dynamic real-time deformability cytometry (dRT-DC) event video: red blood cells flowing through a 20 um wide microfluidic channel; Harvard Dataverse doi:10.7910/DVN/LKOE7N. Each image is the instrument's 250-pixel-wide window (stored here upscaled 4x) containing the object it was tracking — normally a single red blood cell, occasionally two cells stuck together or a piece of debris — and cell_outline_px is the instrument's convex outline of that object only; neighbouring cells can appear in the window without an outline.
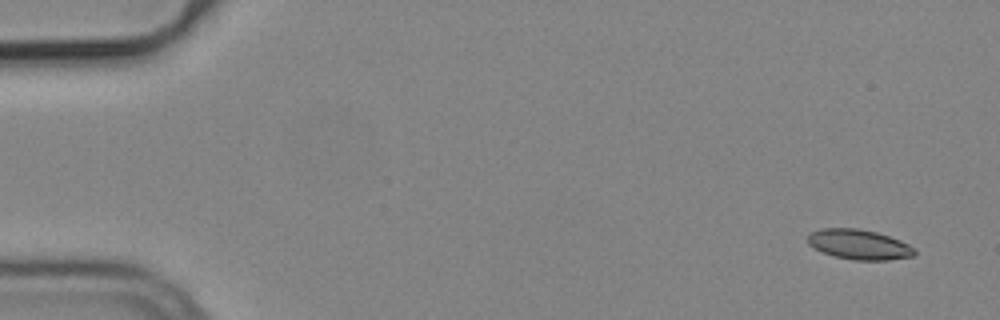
{"species": "common noctule bat (a hibernating species)", "species_latin": "Nyctalus noctula", "temperature_condition": "cold", "stored_images_in_passage": 7, "segment_of_instrument_passage": [1, 2], "camera_frame_rate_fps": 3000, "um_per_image_px": 0.085, "animal": {"sex": "male", "body_mass_g": 19.2, "forearm_length_mm": 51.8}, "frame": {"image": 1, "passage_image": 1, "time_ms": 0.0, "image_size_px": [1000, 320], "cell_outline_px": [[916, 252], [912, 256], [888, 260], [852, 260], [832, 256], [808, 244], [808, 236], [812, 232], [820, 228], [860, 228], [876, 232], [900, 240], [916, 248]], "centroid_in_image_um": [73.03, 20.78], "position_along_channel_um": 12.0, "area_um2": 18.67}}
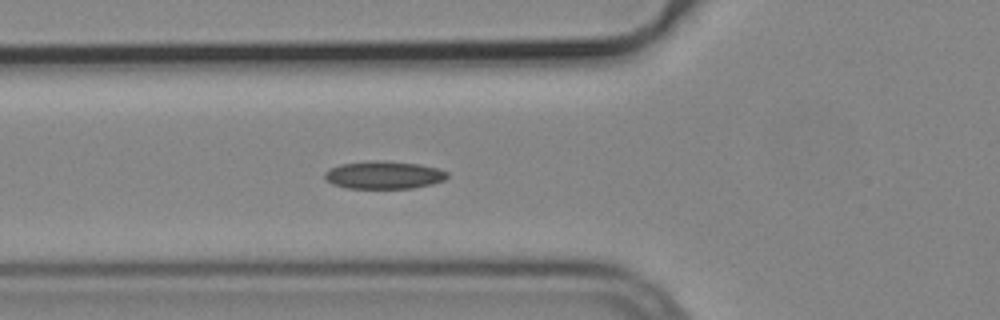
{"frame": {"image": 2, "passage_image": 6, "time_ms": 1.667, "image_size_px": [1000, 320], "cell_outline_px": [[448, 176], [444, 180], [432, 184], [412, 188], [344, 188], [332, 184], [324, 180], [324, 172], [328, 168], [340, 164], [376, 160], [380, 160], [420, 164], [436, 168], [448, 172]], "centroid_in_image_um": [32.57, 14.87], "position_along_channel_um": 93.2, "area_um2": 20.0}}